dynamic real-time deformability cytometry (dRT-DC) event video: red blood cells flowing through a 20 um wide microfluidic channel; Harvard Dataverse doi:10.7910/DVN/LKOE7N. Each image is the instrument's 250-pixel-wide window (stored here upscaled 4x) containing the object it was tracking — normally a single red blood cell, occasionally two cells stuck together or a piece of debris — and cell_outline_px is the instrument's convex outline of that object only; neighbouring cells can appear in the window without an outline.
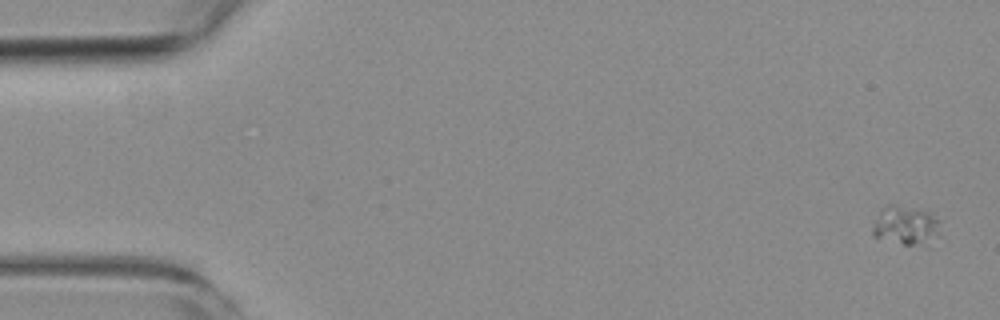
{"species": "common noctule bat (a hibernating species)", "species_latin": "Nyctalus noctula", "temperature_condition": "room temperature", "stored_images_in_passage": 6, "camera_frame_rate_fps": 3000, "um_per_image_px": 0.085, "animal": {"sex": "female", "body_mass_g": 19.3, "forearm_length_mm": 54.1}, "frame": {"image": 1, "passage_image": 1, "time_ms": 0.0, "image_size_px": [1000, 320], "cell_outline_px": [[940, 220], [936, 236], [928, 248], [904, 244], [872, 236], [872, 228], [880, 208], [888, 204], [896, 204], [932, 212]], "centroid_in_image_um": [77.01, 19.17], "position_along_channel_um": 8.0, "area_um2": 15.84}}
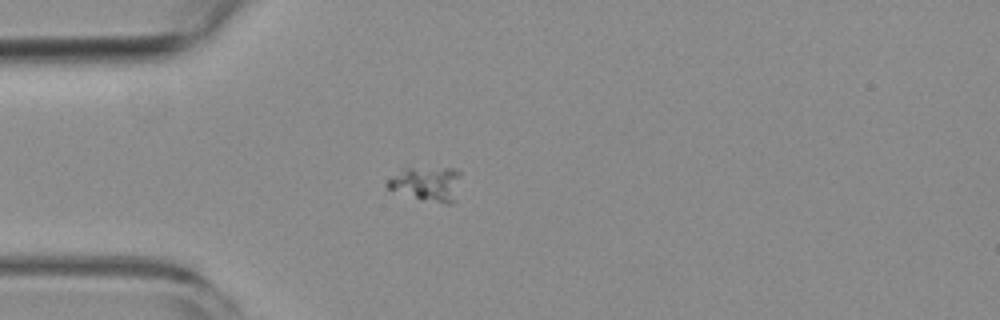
{"frame": {"image": 2, "passage_image": 5, "time_ms": 4.667, "image_size_px": [1000, 320], "cell_outline_px": [[460, 172], [456, 200], [452, 204], [444, 204], [388, 188], [388, 180], [400, 168], [456, 168]], "centroid_in_image_um": [36.34, 15.59], "position_along_channel_um": 48.7, "area_um2": 14.33}}